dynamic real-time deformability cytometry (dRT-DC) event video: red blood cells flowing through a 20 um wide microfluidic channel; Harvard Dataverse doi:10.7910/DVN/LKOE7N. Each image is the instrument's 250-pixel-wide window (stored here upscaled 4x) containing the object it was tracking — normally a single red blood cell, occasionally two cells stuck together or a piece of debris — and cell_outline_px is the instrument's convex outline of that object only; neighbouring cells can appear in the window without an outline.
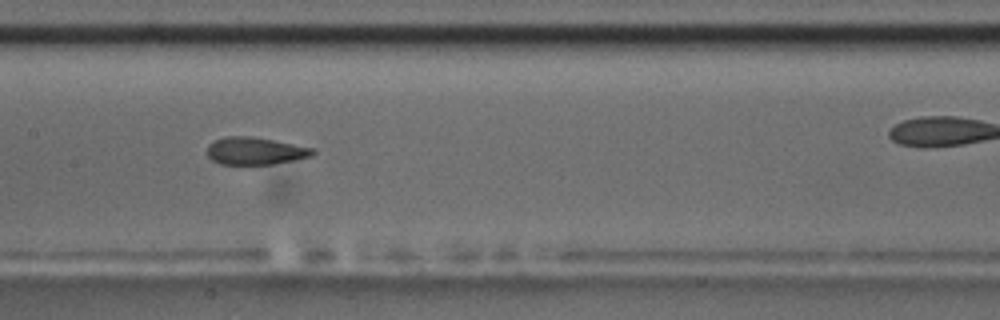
{"species": "common noctule bat (a hibernating species)", "species_latin": "Nyctalus noctula", "temperature_condition": "room temperature", "stored_images_in_passage": 40, "camera_frame_rate_fps": 3000, "um_per_image_px": 0.085, "animal": {"sex": "male", "body_mass_g": 17.5, "forearm_length_mm": 52.3}, "frame": {"image": 1, "passage_image": 23, "time_ms": 7.333, "image_size_px": [1000, 320], "cell_outline_px": [[316, 152], [312, 156], [272, 164], [220, 164], [212, 160], [208, 156], [208, 144], [212, 140], [224, 136], [252, 136], [316, 148]], "centroid_in_image_um": [21.69, 12.81], "position_along_channel_um": 185.7, "area_um2": 16.99}}